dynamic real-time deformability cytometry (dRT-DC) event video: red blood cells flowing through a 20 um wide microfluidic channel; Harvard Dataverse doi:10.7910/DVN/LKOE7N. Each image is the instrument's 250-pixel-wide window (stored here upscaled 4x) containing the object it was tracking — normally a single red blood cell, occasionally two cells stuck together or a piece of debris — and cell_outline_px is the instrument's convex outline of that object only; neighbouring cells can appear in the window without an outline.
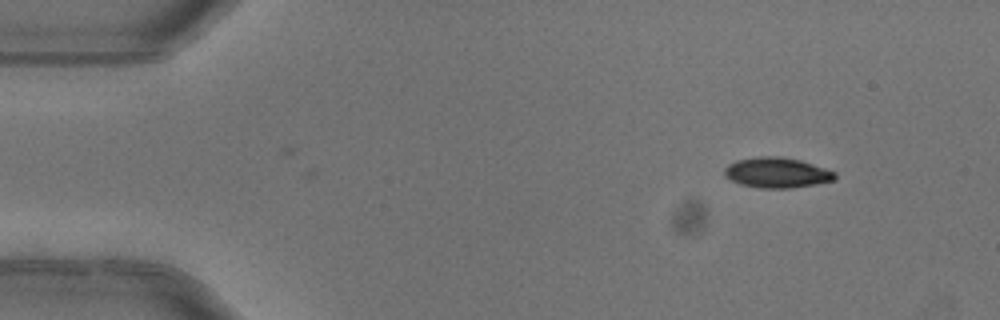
{"species": "common noctule bat (a hibernating species)", "species_latin": "Nyctalus noctula", "temperature_condition": "warm", "stored_images_in_passage": 3, "camera_frame_rate_fps": 3000, "um_per_image_px": 0.085, "animal": {"sex": "female"}, "frame": {"image": 1, "passage_image": 3, "time_ms": 0.667, "image_size_px": [1000, 320], "cell_outline_px": [[836, 180], [816, 184], [792, 188], [760, 188], [740, 184], [724, 176], [724, 168], [728, 164], [736, 160], [756, 156], [780, 156], [800, 160], [836, 172]], "centroid_in_image_um": [66.02, 14.67], "position_along_channel_um": 19.0, "area_um2": 19.65}}